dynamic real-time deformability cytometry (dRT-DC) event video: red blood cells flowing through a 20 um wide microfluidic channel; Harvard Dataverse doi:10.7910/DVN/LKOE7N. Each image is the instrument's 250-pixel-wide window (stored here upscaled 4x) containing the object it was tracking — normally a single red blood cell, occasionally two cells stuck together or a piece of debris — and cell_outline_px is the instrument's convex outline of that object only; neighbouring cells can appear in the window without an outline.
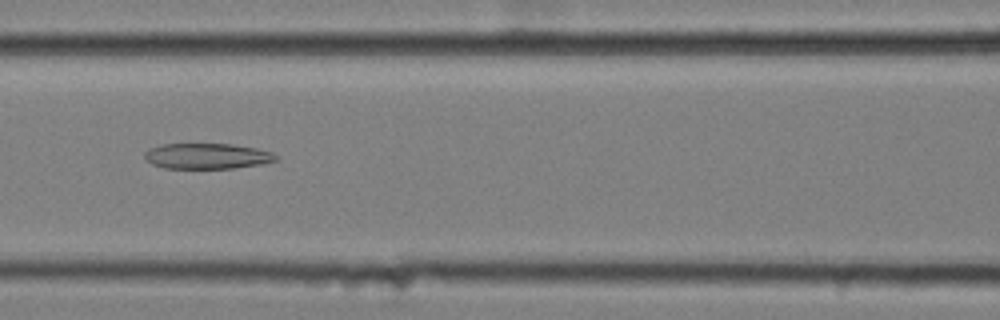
{"species": "common noctule bat (a hibernating species)", "species_latin": "Nyctalus noctula", "temperature_condition": "cold", "stored_images_in_passage": 53, "camera_frame_rate_fps": 3000, "um_per_image_px": 0.085, "animal": {"sex": "female", "body_mass_g": 25.1}, "frame": {"image": 1, "passage_image": 26, "time_ms": 8.333, "image_size_px": [1000, 320], "cell_outline_px": [[276, 160], [260, 164], [232, 168], [164, 168], [152, 164], [144, 156], [144, 152], [148, 148], [160, 144], [232, 144], [256, 148], [272, 152], [276, 156]], "centroid_in_image_um": [17.56, 13.26], "position_along_channel_um": 149.0, "area_um2": 19.48}}
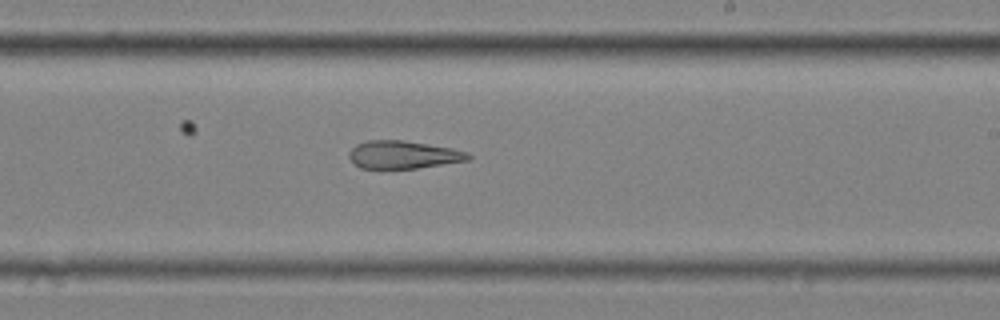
{"frame": {"image": 2, "passage_image": 35, "time_ms": 11.333, "image_size_px": [1000, 320], "cell_outline_px": [[472, 156], [468, 160], [416, 168], [360, 168], [348, 156], [348, 152], [356, 144], [368, 140], [400, 140], [452, 148], [468, 152]], "centroid_in_image_um": [34.26, 13.14], "position_along_channel_um": 254.7, "area_um2": 19.07}}
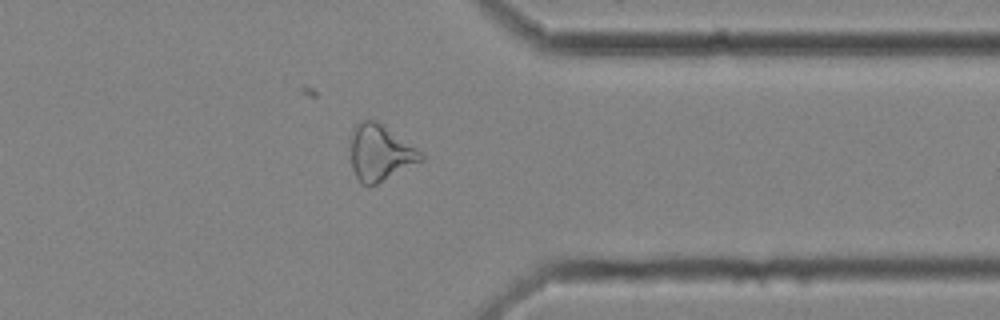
{"frame": {"image": 3, "passage_image": 46, "time_ms": 15.0, "image_size_px": [1000, 320], "cell_outline_px": [[424, 160], [376, 184], [360, 184], [352, 168], [352, 128], [356, 124], [364, 120], [376, 120], [420, 152], [424, 156]], "centroid_in_image_um": [32.29, 12.99], "position_along_channel_um": 379.1, "area_um2": 22.31}}